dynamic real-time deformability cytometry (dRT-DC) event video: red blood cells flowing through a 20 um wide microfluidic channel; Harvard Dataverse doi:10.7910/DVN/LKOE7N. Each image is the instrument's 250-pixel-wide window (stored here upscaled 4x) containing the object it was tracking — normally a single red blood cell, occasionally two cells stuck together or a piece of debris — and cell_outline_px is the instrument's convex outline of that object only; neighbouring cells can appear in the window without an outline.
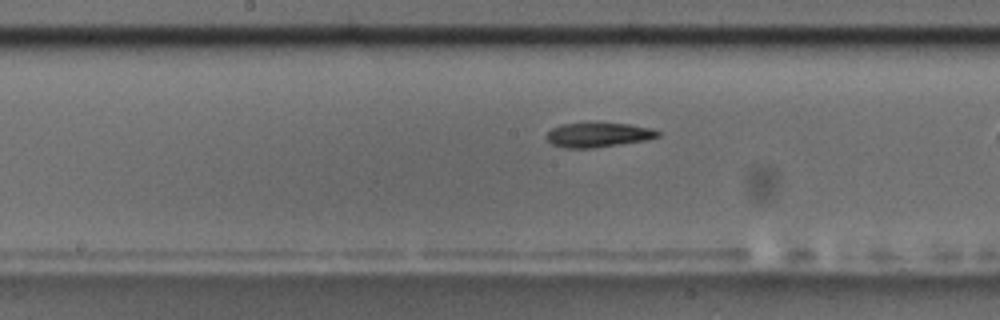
{"species": "common noctule bat (a hibernating species)", "species_latin": "Nyctalus noctula", "temperature_condition": "room temperature", "stored_images_in_passage": 15, "camera_frame_rate_fps": 3000, "um_per_image_px": 0.085, "animal": {"sex": "male", "body_mass_g": 17.5, "forearm_length_mm": 52.3}, "frame": {"image": 1, "passage_image": 13, "time_ms": 4.0, "image_size_px": [1000, 320], "cell_outline_px": [[660, 136], [648, 140], [592, 148], [564, 148], [552, 144], [544, 136], [552, 128], [560, 124], [628, 124], [652, 128], [660, 132]], "centroid_in_image_um": [50.85, 11.48], "position_along_channel_um": 197.3, "area_um2": 15.72}}